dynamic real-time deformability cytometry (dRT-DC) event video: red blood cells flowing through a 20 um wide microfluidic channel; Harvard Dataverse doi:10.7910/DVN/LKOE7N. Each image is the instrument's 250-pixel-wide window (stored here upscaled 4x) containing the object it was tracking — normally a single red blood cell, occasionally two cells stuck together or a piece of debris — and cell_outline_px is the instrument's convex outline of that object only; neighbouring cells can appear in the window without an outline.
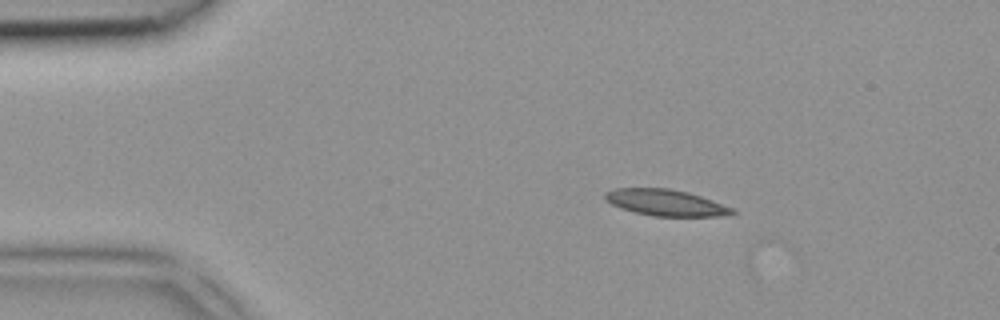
{"species": "common noctule bat (a hibernating species)", "species_latin": "Nyctalus noctula", "temperature_condition": "room temperature", "stored_images_in_passage": 3, "camera_frame_rate_fps": 3000, "um_per_image_px": 0.085, "animal": {"sex": "female", "body_mass_g": 18.4}, "frame": {"image": 1, "passage_image": 1, "time_ms": 0.0, "image_size_px": [1000, 320], "cell_outline_px": [[736, 212], [728, 216], [652, 216], [620, 208], [604, 200], [604, 192], [612, 188], [668, 188], [688, 192], [712, 200], [732, 208]], "centroid_in_image_um": [56.55, 17.22], "position_along_channel_um": 28.5, "area_um2": 19.54}}
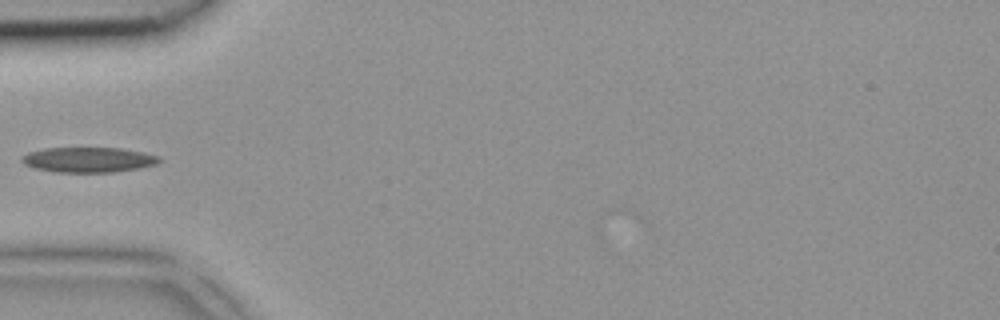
{"frame": {"image": 2, "passage_image": 3, "time_ms": 0.667, "image_size_px": [1000, 320], "cell_outline_px": [[160, 160], [156, 164], [140, 168], [112, 172], [56, 172], [36, 168], [24, 164], [20, 160], [20, 156], [28, 152], [44, 148], [120, 148], [144, 152], [160, 156]], "centroid_in_image_um": [7.5, 13.57], "position_along_channel_um": 77.5, "area_um2": 20.17}}